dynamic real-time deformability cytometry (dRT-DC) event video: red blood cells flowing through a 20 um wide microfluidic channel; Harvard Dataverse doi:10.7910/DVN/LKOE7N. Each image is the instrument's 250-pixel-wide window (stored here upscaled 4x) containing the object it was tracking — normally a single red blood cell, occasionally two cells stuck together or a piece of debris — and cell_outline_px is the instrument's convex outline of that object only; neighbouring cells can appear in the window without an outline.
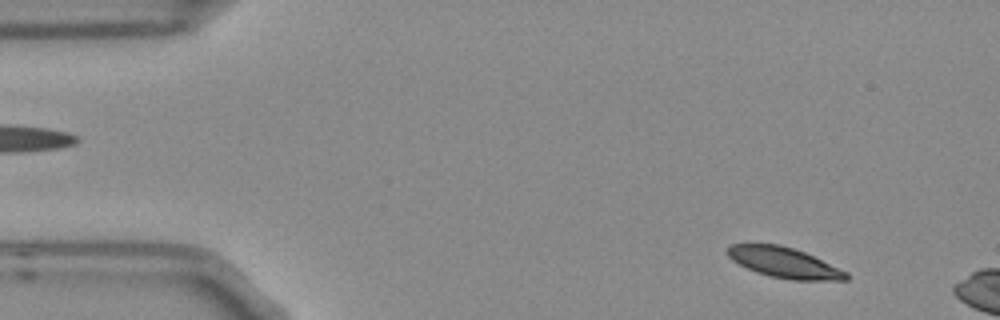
{"species": "Egyptian fruit bat (a non-hibernating species)", "species_latin": "Rousettus aegyptiacus", "temperature_condition": "room temperature", "stored_images_in_passage": 2, "camera_frame_rate_fps": 3000, "um_per_image_px": 0.085, "frame": {"image": 1, "passage_image": 1, "time_ms": 0.0, "image_size_px": [1000, 320], "cell_outline_px": [[848, 280], [792, 280], [768, 276], [756, 272], [732, 260], [728, 256], [728, 248], [732, 244], [780, 244], [804, 252], [848, 272]], "centroid_in_image_um": [66.67, 22.33], "position_along_channel_um": 18.3, "area_um2": 20.81}}